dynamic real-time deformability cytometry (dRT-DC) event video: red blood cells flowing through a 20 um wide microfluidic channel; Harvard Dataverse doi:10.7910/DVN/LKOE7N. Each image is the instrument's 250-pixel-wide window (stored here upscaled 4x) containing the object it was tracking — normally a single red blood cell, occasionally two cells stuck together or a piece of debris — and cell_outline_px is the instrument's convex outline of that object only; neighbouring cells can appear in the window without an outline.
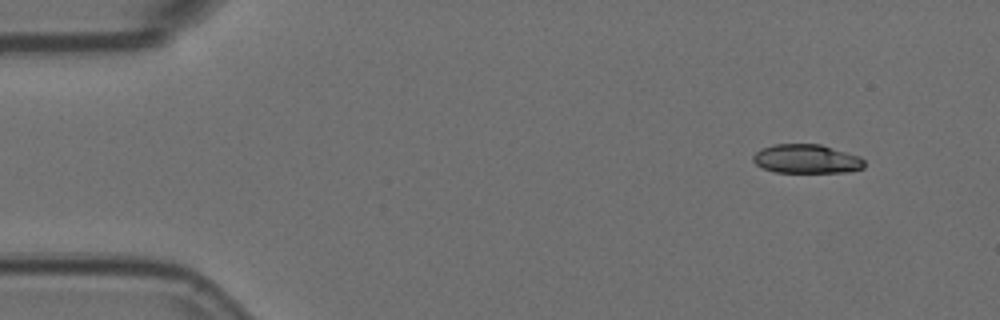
{"species": "Egyptian fruit bat (a non-hibernating species)", "species_latin": "Rousettus aegyptiacus", "temperature_condition": "room temperature", "stored_images_in_passage": 4, "camera_frame_rate_fps": 3000, "um_per_image_px": 0.085, "animal": {"sex": "female"}, "frame": {"image": 1, "passage_image": 1, "time_ms": 0.0, "image_size_px": [1000, 320], "cell_outline_px": [[864, 168], [848, 172], [776, 172], [764, 168], [756, 164], [752, 160], [752, 156], [756, 152], [772, 144], [820, 144], [860, 156], [864, 160]], "centroid_in_image_um": [68.57, 13.5], "position_along_channel_um": 16.4, "area_um2": 18.73}}
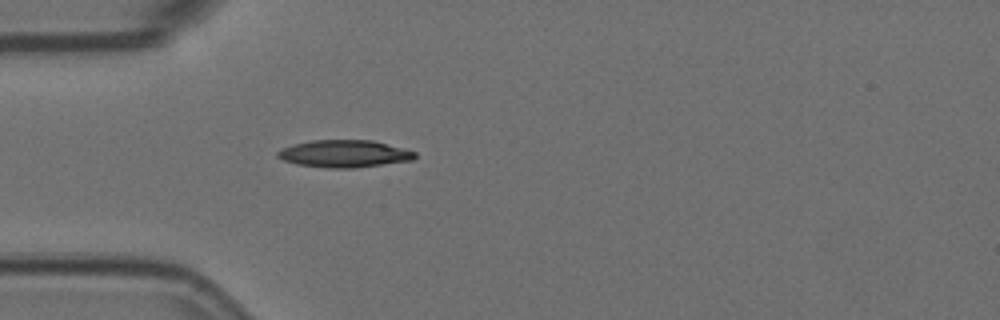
{"frame": {"image": 2, "passage_image": 4, "time_ms": 1.0, "image_size_px": [1000, 320], "cell_outline_px": [[416, 156], [412, 160], [352, 168], [328, 168], [296, 164], [284, 160], [276, 156], [276, 152], [280, 148], [292, 144], [312, 140], [372, 140], [404, 148], [416, 152]], "centroid_in_image_um": [29.22, 13.06], "position_along_channel_um": 55.8, "area_um2": 21.85}}